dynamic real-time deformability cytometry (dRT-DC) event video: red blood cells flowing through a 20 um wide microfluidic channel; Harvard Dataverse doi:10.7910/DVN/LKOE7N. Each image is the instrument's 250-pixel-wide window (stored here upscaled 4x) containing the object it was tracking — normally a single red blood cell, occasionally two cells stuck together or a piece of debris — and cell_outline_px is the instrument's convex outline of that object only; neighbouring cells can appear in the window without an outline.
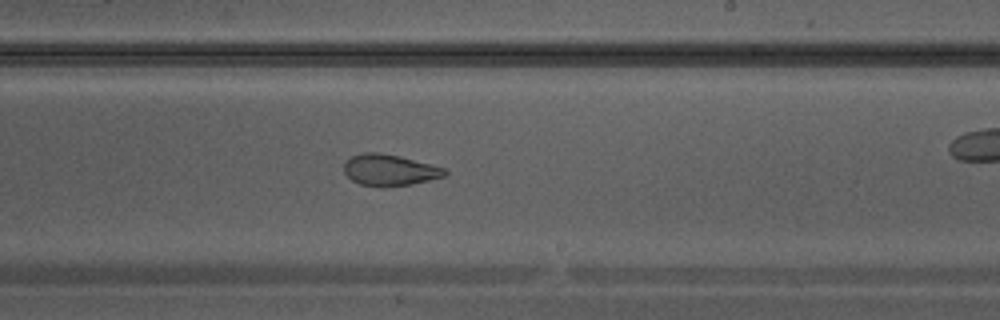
{"species": "Egyptian fruit bat (a non-hibernating species)", "species_latin": "Rousettus aegyptiacus", "temperature_condition": "warm", "stored_images_in_passage": 37, "camera_frame_rate_fps": 3000, "um_per_image_px": 0.085, "animal": {"sex": "male"}, "frame": {"image": 1, "passage_image": 22, "time_ms": 7.0, "image_size_px": [1000, 320], "cell_outline_px": [[448, 172], [444, 176], [428, 180], [408, 184], [384, 188], [360, 184], [352, 180], [344, 172], [344, 164], [352, 156], [364, 152], [380, 152], [448, 168]], "centroid_in_image_um": [33.12, 14.46], "position_along_channel_um": 255.9, "area_um2": 18.32}}